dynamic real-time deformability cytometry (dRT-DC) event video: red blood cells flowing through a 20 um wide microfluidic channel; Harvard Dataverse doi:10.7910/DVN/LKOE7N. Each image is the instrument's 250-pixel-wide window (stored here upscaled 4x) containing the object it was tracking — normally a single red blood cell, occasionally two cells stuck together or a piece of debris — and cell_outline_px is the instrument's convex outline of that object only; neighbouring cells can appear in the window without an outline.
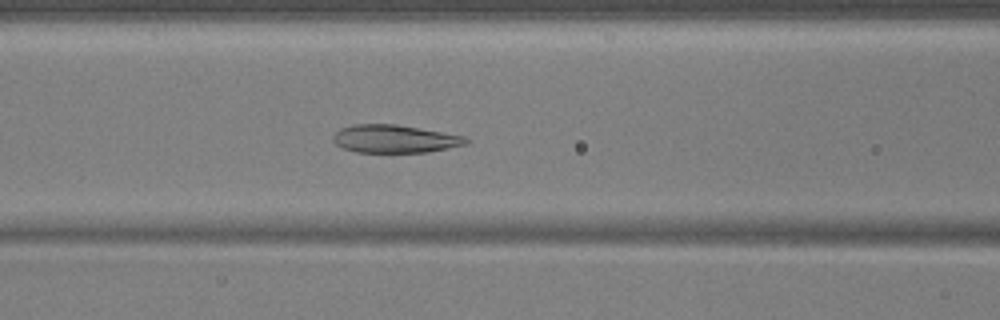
{"species": "common noctule bat (a hibernating species)", "species_latin": "Nyctalus noctula", "temperature_condition": "warm", "stored_images_in_passage": 54, "camera_frame_rate_fps": 3000, "um_per_image_px": 0.085, "animal": {"sex": "male", "body_mass_g": 17.9, "forearm_length_mm": 54.2}, "frame": {"image": 1, "passage_image": 22, "time_ms": 7.0, "image_size_px": [1000, 320], "cell_outline_px": [[472, 140], [468, 144], [428, 152], [356, 152], [344, 148], [336, 144], [332, 140], [332, 136], [340, 128], [352, 124], [396, 124], [464, 136]], "centroid_in_image_um": [33.55, 11.8], "position_along_channel_um": 133.1, "area_um2": 21.68}}
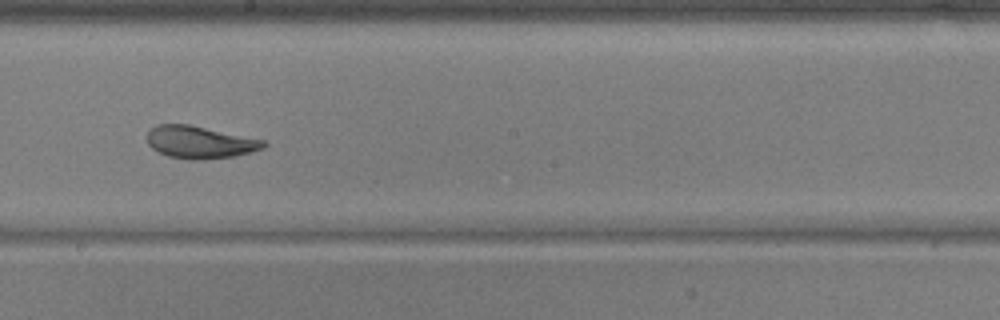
{"frame": {"image": 2, "passage_image": 30, "time_ms": 9.667, "image_size_px": [1000, 320], "cell_outline_px": [[268, 144], [264, 148], [232, 156], [200, 160], [188, 160], [168, 156], [152, 148], [148, 144], [148, 132], [156, 124], [188, 124], [264, 140]], "centroid_in_image_um": [16.97, 12.09], "position_along_channel_um": 231.2, "area_um2": 21.73}}
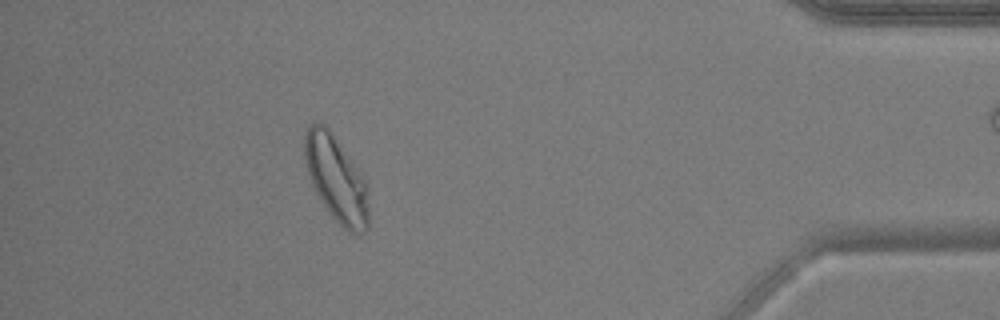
{"frame": {"image": 3, "passage_image": 48, "time_ms": 15.667, "image_size_px": [1000, 320], "cell_outline_px": [[368, 228], [364, 232], [348, 232], [332, 216], [316, 192], [312, 184], [308, 172], [304, 156], [304, 136], [308, 124], [324, 124], [328, 128], [360, 172], [364, 180], [368, 204]], "centroid_in_image_um": [28.56, 15.19], "position_along_channel_um": 406.6, "area_um2": 31.21}, "authors_computed_cell_mechanics": {"area_um2": 25.0852, "velocity_mm_per_s": 3.6883, "shape_relaxation_time_tau1_ms": 3.9674, "shape_relaxation_time_tau2_ms": 1.3472, "deformation_change_tau1": 0.1289, "deformation_change_tau2": 0.0517}}